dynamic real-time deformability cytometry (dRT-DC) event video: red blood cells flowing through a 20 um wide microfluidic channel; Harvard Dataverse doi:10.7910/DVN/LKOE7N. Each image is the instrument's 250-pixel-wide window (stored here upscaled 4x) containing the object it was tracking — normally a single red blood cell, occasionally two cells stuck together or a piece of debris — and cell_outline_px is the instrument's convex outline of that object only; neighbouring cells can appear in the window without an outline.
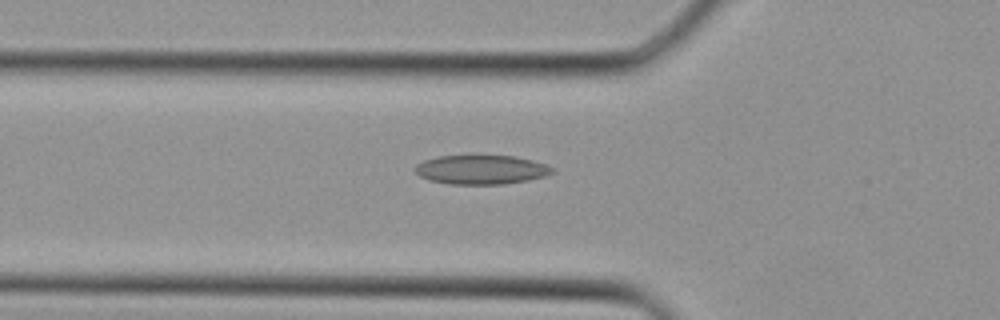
{"species": "Egyptian fruit bat (a non-hibernating species)", "species_latin": "Rousettus aegyptiacus", "temperature_condition": "cold", "stored_images_in_passage": 28, "camera_frame_rate_fps": 3000, "um_per_image_px": 0.085, "animal": {"sex": "female"}, "frame": {"image": 1, "passage_image": 2, "time_ms": 0.333, "image_size_px": [1000, 320], "cell_outline_px": [[552, 172], [544, 176], [528, 180], [504, 184], [448, 184], [428, 180], [420, 176], [412, 168], [416, 164], [424, 160], [440, 156], [512, 156], [532, 160], [544, 164], [552, 168]], "centroid_in_image_um": [40.84, 14.43], "position_along_channel_um": 85.0, "area_um2": 23.12}}
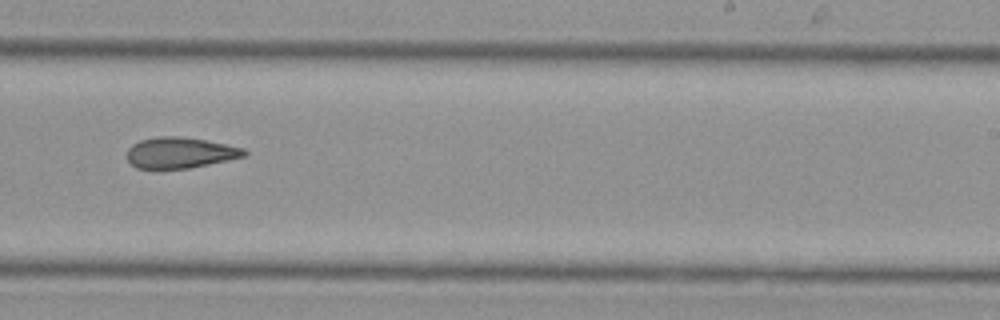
{"frame": {"image": 2, "passage_image": 13, "time_ms": 4.0, "image_size_px": [1000, 320], "cell_outline_px": [[248, 156], [188, 168], [156, 172], [136, 168], [128, 160], [128, 148], [132, 144], [140, 140], [156, 136], [180, 136], [204, 140], [244, 148], [248, 152]], "centroid_in_image_um": [15.26, 13.02], "position_along_channel_um": 273.7, "area_um2": 21.73}}
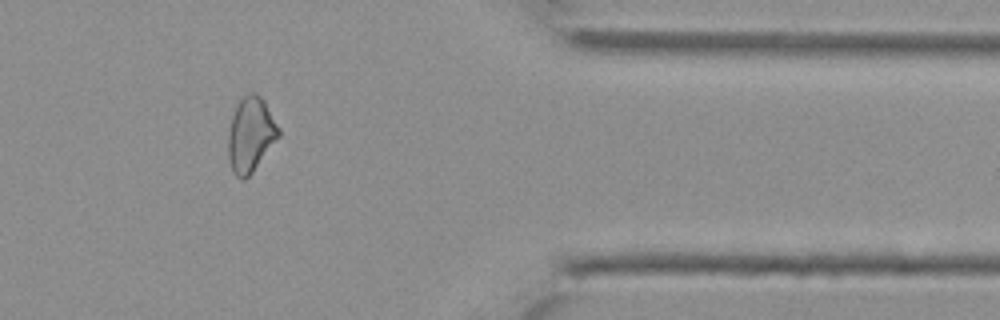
{"frame": {"image": 3, "passage_image": 21, "time_ms": 6.667, "image_size_px": [1000, 320], "cell_outline_px": [[280, 136], [252, 172], [244, 180], [240, 180], [232, 172], [228, 160], [228, 132], [232, 116], [240, 100], [244, 96], [252, 92], [256, 92], [264, 100], [280, 128]], "centroid_in_image_um": [21.3, 11.46], "position_along_channel_um": 390.1, "area_um2": 22.02}}